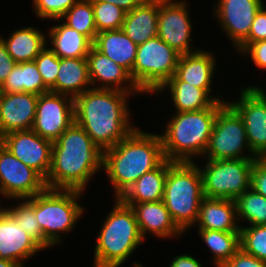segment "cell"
<instances>
[{"mask_svg": "<svg viewBox=\"0 0 266 267\" xmlns=\"http://www.w3.org/2000/svg\"><path fill=\"white\" fill-rule=\"evenodd\" d=\"M131 96L118 90L90 88L74 98V122L105 151L137 128L128 106Z\"/></svg>", "mask_w": 266, "mask_h": 267, "instance_id": "1", "label": "cell"}, {"mask_svg": "<svg viewBox=\"0 0 266 267\" xmlns=\"http://www.w3.org/2000/svg\"><path fill=\"white\" fill-rule=\"evenodd\" d=\"M102 161L103 151L82 127L73 122L53 142L46 188L85 192L93 176L102 171Z\"/></svg>", "mask_w": 266, "mask_h": 267, "instance_id": "2", "label": "cell"}, {"mask_svg": "<svg viewBox=\"0 0 266 267\" xmlns=\"http://www.w3.org/2000/svg\"><path fill=\"white\" fill-rule=\"evenodd\" d=\"M165 160L160 135L138 127L115 146L103 151L102 170L119 198L146 172Z\"/></svg>", "mask_w": 266, "mask_h": 267, "instance_id": "3", "label": "cell"}, {"mask_svg": "<svg viewBox=\"0 0 266 267\" xmlns=\"http://www.w3.org/2000/svg\"><path fill=\"white\" fill-rule=\"evenodd\" d=\"M226 101H216L211 107L199 111L176 112L159 134L165 159L173 162H195L203 157L217 112Z\"/></svg>", "mask_w": 266, "mask_h": 267, "instance_id": "4", "label": "cell"}, {"mask_svg": "<svg viewBox=\"0 0 266 267\" xmlns=\"http://www.w3.org/2000/svg\"><path fill=\"white\" fill-rule=\"evenodd\" d=\"M97 235L92 267H121L144 244L134 210L119 198Z\"/></svg>", "mask_w": 266, "mask_h": 267, "instance_id": "5", "label": "cell"}, {"mask_svg": "<svg viewBox=\"0 0 266 267\" xmlns=\"http://www.w3.org/2000/svg\"><path fill=\"white\" fill-rule=\"evenodd\" d=\"M199 166L196 161L174 162L168 168L163 202L183 233L196 224L204 198Z\"/></svg>", "mask_w": 266, "mask_h": 267, "instance_id": "6", "label": "cell"}, {"mask_svg": "<svg viewBox=\"0 0 266 267\" xmlns=\"http://www.w3.org/2000/svg\"><path fill=\"white\" fill-rule=\"evenodd\" d=\"M85 192L73 189L45 188L35 195V216L44 234V251L60 246L83 217L85 207L79 203Z\"/></svg>", "mask_w": 266, "mask_h": 267, "instance_id": "7", "label": "cell"}, {"mask_svg": "<svg viewBox=\"0 0 266 267\" xmlns=\"http://www.w3.org/2000/svg\"><path fill=\"white\" fill-rule=\"evenodd\" d=\"M180 54L158 36L137 46L133 82L143 95L152 96L174 74Z\"/></svg>", "mask_w": 266, "mask_h": 267, "instance_id": "8", "label": "cell"}, {"mask_svg": "<svg viewBox=\"0 0 266 267\" xmlns=\"http://www.w3.org/2000/svg\"><path fill=\"white\" fill-rule=\"evenodd\" d=\"M255 159L207 160L200 166L206 198L236 200L250 188Z\"/></svg>", "mask_w": 266, "mask_h": 267, "instance_id": "9", "label": "cell"}, {"mask_svg": "<svg viewBox=\"0 0 266 267\" xmlns=\"http://www.w3.org/2000/svg\"><path fill=\"white\" fill-rule=\"evenodd\" d=\"M205 158L257 159L250 150L242 118L228 103L217 112L209 144L203 155V159Z\"/></svg>", "mask_w": 266, "mask_h": 267, "instance_id": "10", "label": "cell"}, {"mask_svg": "<svg viewBox=\"0 0 266 267\" xmlns=\"http://www.w3.org/2000/svg\"><path fill=\"white\" fill-rule=\"evenodd\" d=\"M239 99L226 101L242 118L251 152L257 158L266 156V90L244 86Z\"/></svg>", "mask_w": 266, "mask_h": 267, "instance_id": "11", "label": "cell"}, {"mask_svg": "<svg viewBox=\"0 0 266 267\" xmlns=\"http://www.w3.org/2000/svg\"><path fill=\"white\" fill-rule=\"evenodd\" d=\"M188 3L187 0H159L157 36L180 55L201 49L191 43L194 27Z\"/></svg>", "mask_w": 266, "mask_h": 267, "instance_id": "12", "label": "cell"}, {"mask_svg": "<svg viewBox=\"0 0 266 267\" xmlns=\"http://www.w3.org/2000/svg\"><path fill=\"white\" fill-rule=\"evenodd\" d=\"M46 188L45 180L0 143V197L28 199Z\"/></svg>", "mask_w": 266, "mask_h": 267, "instance_id": "13", "label": "cell"}, {"mask_svg": "<svg viewBox=\"0 0 266 267\" xmlns=\"http://www.w3.org/2000/svg\"><path fill=\"white\" fill-rule=\"evenodd\" d=\"M74 122V99L48 91L38 96L32 130L42 138L55 142Z\"/></svg>", "mask_w": 266, "mask_h": 267, "instance_id": "14", "label": "cell"}, {"mask_svg": "<svg viewBox=\"0 0 266 267\" xmlns=\"http://www.w3.org/2000/svg\"><path fill=\"white\" fill-rule=\"evenodd\" d=\"M264 0H217L213 15L234 50L248 37L252 22Z\"/></svg>", "mask_w": 266, "mask_h": 267, "instance_id": "15", "label": "cell"}, {"mask_svg": "<svg viewBox=\"0 0 266 267\" xmlns=\"http://www.w3.org/2000/svg\"><path fill=\"white\" fill-rule=\"evenodd\" d=\"M0 143L21 162L46 179L51 167L53 142L30 129L5 134L0 138Z\"/></svg>", "mask_w": 266, "mask_h": 267, "instance_id": "16", "label": "cell"}, {"mask_svg": "<svg viewBox=\"0 0 266 267\" xmlns=\"http://www.w3.org/2000/svg\"><path fill=\"white\" fill-rule=\"evenodd\" d=\"M86 59L92 88L118 90L131 93L135 97L143 94L124 68L94 46L91 47Z\"/></svg>", "mask_w": 266, "mask_h": 267, "instance_id": "17", "label": "cell"}, {"mask_svg": "<svg viewBox=\"0 0 266 267\" xmlns=\"http://www.w3.org/2000/svg\"><path fill=\"white\" fill-rule=\"evenodd\" d=\"M38 96L33 93H0V138L13 131L32 129Z\"/></svg>", "mask_w": 266, "mask_h": 267, "instance_id": "18", "label": "cell"}, {"mask_svg": "<svg viewBox=\"0 0 266 267\" xmlns=\"http://www.w3.org/2000/svg\"><path fill=\"white\" fill-rule=\"evenodd\" d=\"M42 251L44 250L0 207V258L21 266Z\"/></svg>", "mask_w": 266, "mask_h": 267, "instance_id": "19", "label": "cell"}, {"mask_svg": "<svg viewBox=\"0 0 266 267\" xmlns=\"http://www.w3.org/2000/svg\"><path fill=\"white\" fill-rule=\"evenodd\" d=\"M210 51L202 48L193 53L180 55L174 75L180 81L204 89L215 101H227L217 94H211L218 61L215 59L216 55Z\"/></svg>", "mask_w": 266, "mask_h": 267, "instance_id": "20", "label": "cell"}, {"mask_svg": "<svg viewBox=\"0 0 266 267\" xmlns=\"http://www.w3.org/2000/svg\"><path fill=\"white\" fill-rule=\"evenodd\" d=\"M124 204L131 206L134 210L138 228L143 239L147 238V234L161 240H168L174 237L178 239V237L184 236V233L174 223L163 200Z\"/></svg>", "mask_w": 266, "mask_h": 267, "instance_id": "21", "label": "cell"}, {"mask_svg": "<svg viewBox=\"0 0 266 267\" xmlns=\"http://www.w3.org/2000/svg\"><path fill=\"white\" fill-rule=\"evenodd\" d=\"M197 229L240 232L235 200L206 198L201 201Z\"/></svg>", "mask_w": 266, "mask_h": 267, "instance_id": "22", "label": "cell"}, {"mask_svg": "<svg viewBox=\"0 0 266 267\" xmlns=\"http://www.w3.org/2000/svg\"><path fill=\"white\" fill-rule=\"evenodd\" d=\"M93 46L124 68L133 80V66L136 60L138 45L122 29L97 33Z\"/></svg>", "mask_w": 266, "mask_h": 267, "instance_id": "23", "label": "cell"}, {"mask_svg": "<svg viewBox=\"0 0 266 267\" xmlns=\"http://www.w3.org/2000/svg\"><path fill=\"white\" fill-rule=\"evenodd\" d=\"M173 161L165 159L158 167L146 172L119 197L123 203L157 202L163 200L168 168Z\"/></svg>", "mask_w": 266, "mask_h": 267, "instance_id": "24", "label": "cell"}, {"mask_svg": "<svg viewBox=\"0 0 266 267\" xmlns=\"http://www.w3.org/2000/svg\"><path fill=\"white\" fill-rule=\"evenodd\" d=\"M159 0H145L125 14L122 31L137 45L157 36Z\"/></svg>", "mask_w": 266, "mask_h": 267, "instance_id": "25", "label": "cell"}, {"mask_svg": "<svg viewBox=\"0 0 266 267\" xmlns=\"http://www.w3.org/2000/svg\"><path fill=\"white\" fill-rule=\"evenodd\" d=\"M10 33L8 38L0 35V39L16 63L34 61L49 42L47 34L35 26L20 27Z\"/></svg>", "mask_w": 266, "mask_h": 267, "instance_id": "26", "label": "cell"}, {"mask_svg": "<svg viewBox=\"0 0 266 267\" xmlns=\"http://www.w3.org/2000/svg\"><path fill=\"white\" fill-rule=\"evenodd\" d=\"M165 91L170 94L175 112L199 111L211 107L216 102L204 89L180 81L175 75L153 95H161L166 93Z\"/></svg>", "mask_w": 266, "mask_h": 267, "instance_id": "27", "label": "cell"}, {"mask_svg": "<svg viewBox=\"0 0 266 267\" xmlns=\"http://www.w3.org/2000/svg\"><path fill=\"white\" fill-rule=\"evenodd\" d=\"M56 25H52L47 33L49 48L59 58H86L93 43L80 32L68 27L60 19H55ZM60 22V23H59Z\"/></svg>", "mask_w": 266, "mask_h": 267, "instance_id": "28", "label": "cell"}, {"mask_svg": "<svg viewBox=\"0 0 266 267\" xmlns=\"http://www.w3.org/2000/svg\"><path fill=\"white\" fill-rule=\"evenodd\" d=\"M92 88L86 58H59L56 93L73 99Z\"/></svg>", "mask_w": 266, "mask_h": 267, "instance_id": "29", "label": "cell"}, {"mask_svg": "<svg viewBox=\"0 0 266 267\" xmlns=\"http://www.w3.org/2000/svg\"><path fill=\"white\" fill-rule=\"evenodd\" d=\"M48 91L35 61L16 63L0 87V93L27 92L40 95Z\"/></svg>", "mask_w": 266, "mask_h": 267, "instance_id": "30", "label": "cell"}, {"mask_svg": "<svg viewBox=\"0 0 266 267\" xmlns=\"http://www.w3.org/2000/svg\"><path fill=\"white\" fill-rule=\"evenodd\" d=\"M202 243L213 254L214 267H222L240 249V232H223L216 230L196 229Z\"/></svg>", "mask_w": 266, "mask_h": 267, "instance_id": "31", "label": "cell"}, {"mask_svg": "<svg viewBox=\"0 0 266 267\" xmlns=\"http://www.w3.org/2000/svg\"><path fill=\"white\" fill-rule=\"evenodd\" d=\"M235 203L239 224L246 222L248 226L266 225V198L263 195L250 187Z\"/></svg>", "mask_w": 266, "mask_h": 267, "instance_id": "32", "label": "cell"}, {"mask_svg": "<svg viewBox=\"0 0 266 267\" xmlns=\"http://www.w3.org/2000/svg\"><path fill=\"white\" fill-rule=\"evenodd\" d=\"M2 208L44 250V234L35 216V196L20 199V203L17 202L14 206L3 205Z\"/></svg>", "mask_w": 266, "mask_h": 267, "instance_id": "33", "label": "cell"}, {"mask_svg": "<svg viewBox=\"0 0 266 267\" xmlns=\"http://www.w3.org/2000/svg\"><path fill=\"white\" fill-rule=\"evenodd\" d=\"M60 20L94 43L97 35V28L91 0H78Z\"/></svg>", "mask_w": 266, "mask_h": 267, "instance_id": "34", "label": "cell"}, {"mask_svg": "<svg viewBox=\"0 0 266 267\" xmlns=\"http://www.w3.org/2000/svg\"><path fill=\"white\" fill-rule=\"evenodd\" d=\"M240 246L245 253L266 262V225L240 224Z\"/></svg>", "mask_w": 266, "mask_h": 267, "instance_id": "35", "label": "cell"}, {"mask_svg": "<svg viewBox=\"0 0 266 267\" xmlns=\"http://www.w3.org/2000/svg\"><path fill=\"white\" fill-rule=\"evenodd\" d=\"M97 33L121 29L126 12L115 4L92 1Z\"/></svg>", "mask_w": 266, "mask_h": 267, "instance_id": "36", "label": "cell"}, {"mask_svg": "<svg viewBox=\"0 0 266 267\" xmlns=\"http://www.w3.org/2000/svg\"><path fill=\"white\" fill-rule=\"evenodd\" d=\"M44 85L56 93V79L59 69V57L46 45L34 59Z\"/></svg>", "mask_w": 266, "mask_h": 267, "instance_id": "37", "label": "cell"}, {"mask_svg": "<svg viewBox=\"0 0 266 267\" xmlns=\"http://www.w3.org/2000/svg\"><path fill=\"white\" fill-rule=\"evenodd\" d=\"M78 0H32V11L39 20L60 19Z\"/></svg>", "mask_w": 266, "mask_h": 267, "instance_id": "38", "label": "cell"}, {"mask_svg": "<svg viewBox=\"0 0 266 267\" xmlns=\"http://www.w3.org/2000/svg\"><path fill=\"white\" fill-rule=\"evenodd\" d=\"M266 40V4L257 12L248 37L235 49L240 53L248 44Z\"/></svg>", "mask_w": 266, "mask_h": 267, "instance_id": "39", "label": "cell"}, {"mask_svg": "<svg viewBox=\"0 0 266 267\" xmlns=\"http://www.w3.org/2000/svg\"><path fill=\"white\" fill-rule=\"evenodd\" d=\"M239 57L243 56L244 59L250 58L253 65L258 67L259 70H266V40L257 41L248 44L240 53ZM250 56V57H249Z\"/></svg>", "mask_w": 266, "mask_h": 267, "instance_id": "40", "label": "cell"}, {"mask_svg": "<svg viewBox=\"0 0 266 267\" xmlns=\"http://www.w3.org/2000/svg\"><path fill=\"white\" fill-rule=\"evenodd\" d=\"M250 187L266 198V160L257 158L251 169Z\"/></svg>", "mask_w": 266, "mask_h": 267, "instance_id": "41", "label": "cell"}, {"mask_svg": "<svg viewBox=\"0 0 266 267\" xmlns=\"http://www.w3.org/2000/svg\"><path fill=\"white\" fill-rule=\"evenodd\" d=\"M222 267H266V262L240 249Z\"/></svg>", "mask_w": 266, "mask_h": 267, "instance_id": "42", "label": "cell"}, {"mask_svg": "<svg viewBox=\"0 0 266 267\" xmlns=\"http://www.w3.org/2000/svg\"><path fill=\"white\" fill-rule=\"evenodd\" d=\"M16 62L7 52L6 46L0 39V87L12 71Z\"/></svg>", "mask_w": 266, "mask_h": 267, "instance_id": "43", "label": "cell"}, {"mask_svg": "<svg viewBox=\"0 0 266 267\" xmlns=\"http://www.w3.org/2000/svg\"><path fill=\"white\" fill-rule=\"evenodd\" d=\"M169 267H203V265L193 255L185 253L174 256Z\"/></svg>", "mask_w": 266, "mask_h": 267, "instance_id": "44", "label": "cell"}, {"mask_svg": "<svg viewBox=\"0 0 266 267\" xmlns=\"http://www.w3.org/2000/svg\"><path fill=\"white\" fill-rule=\"evenodd\" d=\"M91 1H103L111 4H115L120 7L126 13L133 10L135 7L141 5L145 0H91Z\"/></svg>", "mask_w": 266, "mask_h": 267, "instance_id": "45", "label": "cell"}, {"mask_svg": "<svg viewBox=\"0 0 266 267\" xmlns=\"http://www.w3.org/2000/svg\"><path fill=\"white\" fill-rule=\"evenodd\" d=\"M18 266L19 265L15 262L0 258V267H18Z\"/></svg>", "mask_w": 266, "mask_h": 267, "instance_id": "46", "label": "cell"}, {"mask_svg": "<svg viewBox=\"0 0 266 267\" xmlns=\"http://www.w3.org/2000/svg\"><path fill=\"white\" fill-rule=\"evenodd\" d=\"M132 267H143V265L139 263L138 261H135L133 262Z\"/></svg>", "mask_w": 266, "mask_h": 267, "instance_id": "47", "label": "cell"}]
</instances>
